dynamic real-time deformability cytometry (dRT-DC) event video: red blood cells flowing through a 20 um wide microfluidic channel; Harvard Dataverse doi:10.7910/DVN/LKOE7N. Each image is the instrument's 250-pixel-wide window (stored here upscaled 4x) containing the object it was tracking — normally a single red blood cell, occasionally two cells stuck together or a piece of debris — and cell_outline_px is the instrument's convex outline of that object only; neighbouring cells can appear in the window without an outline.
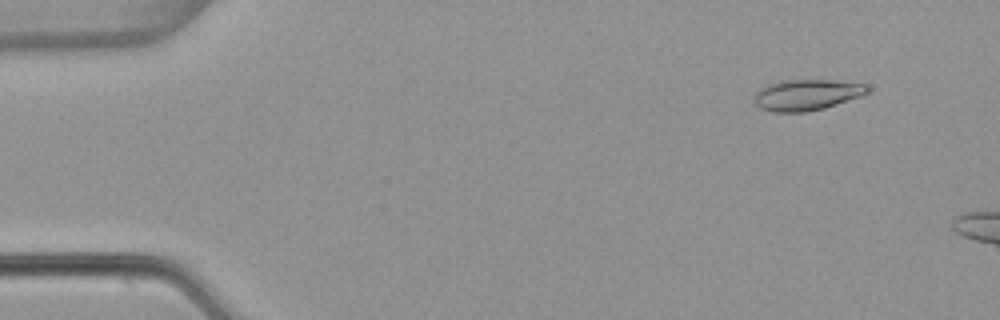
{"species": "common noctule bat (a hibernating species)", "species_latin": "Nyctalus noctula", "temperature_condition": "warm", "stored_images_in_passage": 16, "camera_frame_rate_fps": 3000, "um_per_image_px": 0.085, "animal": {"sex": "female", "body_mass_g": 22.7, "forearm_length_mm": 54.2}, "frame": {"image": 1, "passage_image": 5, "time_ms": 1.333, "image_size_px": [1000, 320], "cell_outline_px": [[872, 88], [868, 92], [860, 96], [824, 108], [804, 112], [776, 112], [760, 108], [752, 100], [752, 96], [760, 88], [768, 84], [784, 80], [832, 80], [864, 84]], "centroid_in_image_um": [68.53, 8.06], "position_along_channel_um": 16.5, "area_um2": 20.4}}